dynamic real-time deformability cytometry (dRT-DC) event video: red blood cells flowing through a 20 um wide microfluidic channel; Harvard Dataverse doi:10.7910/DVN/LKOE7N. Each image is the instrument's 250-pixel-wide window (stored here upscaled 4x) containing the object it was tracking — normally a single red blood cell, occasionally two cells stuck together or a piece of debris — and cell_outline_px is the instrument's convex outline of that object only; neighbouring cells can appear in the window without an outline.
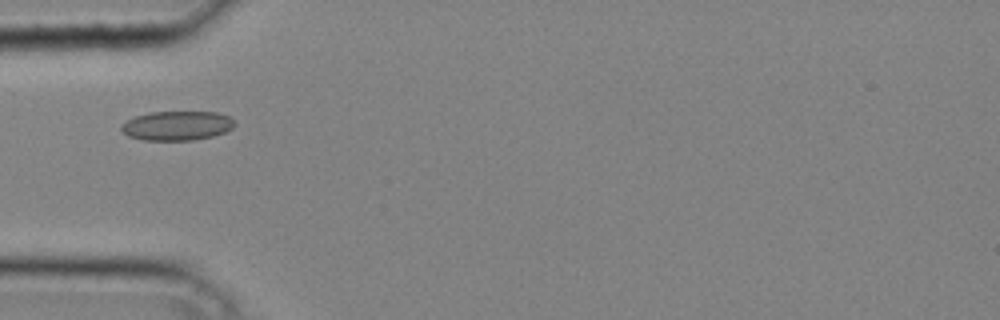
{"species": "common noctule bat (a hibernating species)", "species_latin": "Nyctalus noctula", "temperature_condition": "cold", "stored_images_in_passage": 6, "camera_frame_rate_fps": 3000, "um_per_image_px": 0.085, "animal": {"sex": "male", "body_mass_g": 20.4}, "frame": {"image": 1, "passage_image": 2, "time_ms": 0.333, "image_size_px": [1000, 320], "cell_outline_px": [[236, 124], [232, 128], [224, 132], [212, 136], [192, 140], [144, 140], [128, 136], [120, 128], [120, 124], [136, 116], [148, 112], [216, 112], [228, 116], [236, 120]], "centroid_in_image_um": [15.05, 10.68], "position_along_channel_um": 69.9, "area_um2": 19.36}}